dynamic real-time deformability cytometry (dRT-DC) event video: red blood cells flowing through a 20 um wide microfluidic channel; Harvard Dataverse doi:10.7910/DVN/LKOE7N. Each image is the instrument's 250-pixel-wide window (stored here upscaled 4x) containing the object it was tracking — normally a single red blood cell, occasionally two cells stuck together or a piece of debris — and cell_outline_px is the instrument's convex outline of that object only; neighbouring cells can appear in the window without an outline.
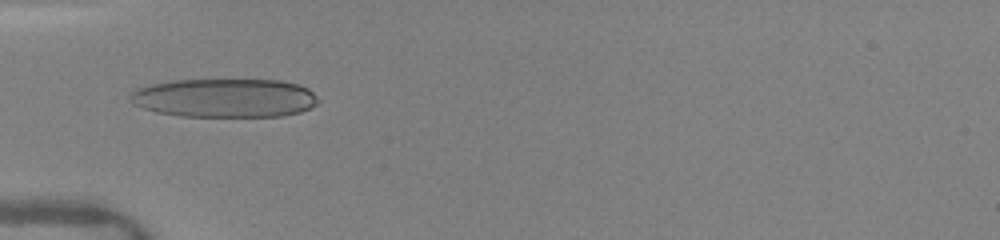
{"species": "human", "species_latin": "Homo sapiens", "temperature_condition": "warm", "stored_images_in_passage": 35, "camera_frame_rate_fps": 3000, "um_per_image_px": 0.085, "donor": {"sex": "female"}, "frame": {"image": 1, "passage_image": 1, "time_ms": 0.0, "image_size_px": [1000, 240], "cell_outline_px": [[320, 100], [316, 104], [300, 112], [280, 116], [180, 116], [156, 112], [132, 104], [128, 100], [132, 92], [136, 88], [152, 84], [172, 80], [280, 80], [300, 84], [308, 88]], "centroid_in_image_um": [19.08, 8.32], "position_along_channel_um": 65.9, "area_um2": 42.6}}
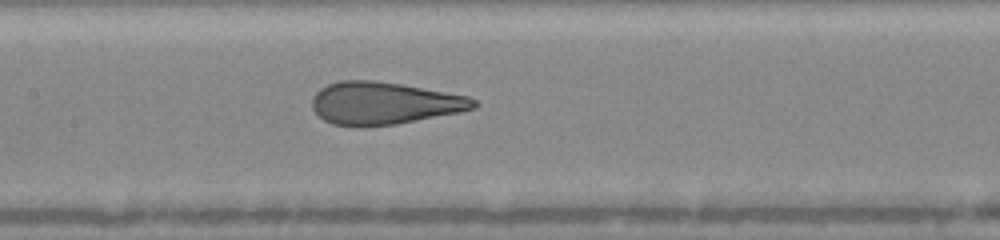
{"frame": {"image": 2, "passage_image": 10, "time_ms": 2.667, "image_size_px": [1000, 240], "cell_outline_px": [[480, 104], [476, 108], [460, 112], [396, 124], [332, 124], [324, 120], [312, 108], [312, 96], [320, 88], [328, 84], [340, 80], [372, 80], [400, 84], [468, 96], [476, 100]], "centroid_in_image_um": [32.67, 8.74], "position_along_channel_um": 174.7, "area_um2": 39.3}}
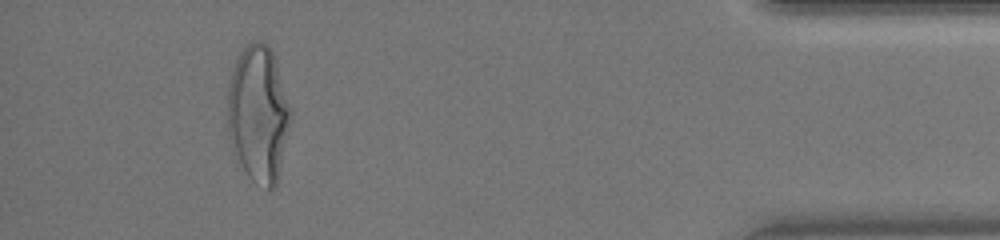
{"frame": {"image": 3, "passage_image": 32, "time_ms": 9.667, "image_size_px": [1000, 240], "cell_outline_px": [[292, 120], [276, 188], [268, 188], [256, 184], [248, 176], [228, 136], [228, 84], [236, 60], [240, 52], [252, 40], [260, 40], [268, 44], [272, 52], [292, 112]], "centroid_in_image_um": [21.98, 9.68], "position_along_channel_um": 413.2, "area_um2": 50.0}, "authors_computed_cell_mechanics": {"area_um2": 40.3444, "velocity_mm_per_s": 4.1292, "shape_relaxation_time_tau1_ms": 5.9355, "shape_relaxation_time_tau2_ms": 0.7373, "deformation_change_tau1": 0.2592, "deformation_change_tau2": 0.1021}}